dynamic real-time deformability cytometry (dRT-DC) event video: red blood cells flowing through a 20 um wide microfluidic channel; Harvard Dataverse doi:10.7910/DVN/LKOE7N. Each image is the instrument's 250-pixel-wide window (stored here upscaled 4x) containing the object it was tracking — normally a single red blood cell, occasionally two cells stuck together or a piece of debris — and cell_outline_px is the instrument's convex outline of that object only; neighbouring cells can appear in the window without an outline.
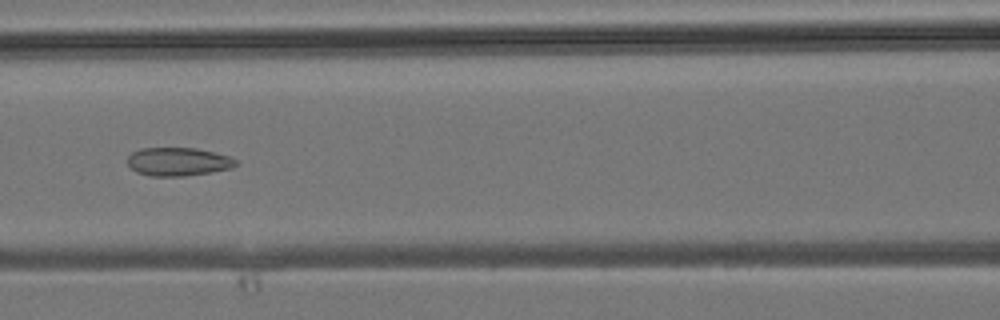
{"species": "common noctule bat (a hibernating species)", "species_latin": "Nyctalus noctula", "temperature_condition": "room temperature", "stored_images_in_passage": 36, "camera_frame_rate_fps": 3000, "um_per_image_px": 0.085, "animal": {"sex": "male", "body_mass_g": 19.2, "forearm_length_mm": 51.8}, "frame": {"image": 1, "passage_image": 13, "time_ms": 4.0, "image_size_px": [1000, 320], "cell_outline_px": [[240, 164], [232, 168], [212, 172], [184, 176], [152, 176], [136, 172], [128, 164], [128, 156], [132, 152], [140, 148], [196, 148], [228, 156], [236, 160]], "centroid_in_image_um": [15.15, 13.74], "position_along_channel_um": 151.4, "area_um2": 17.92}}
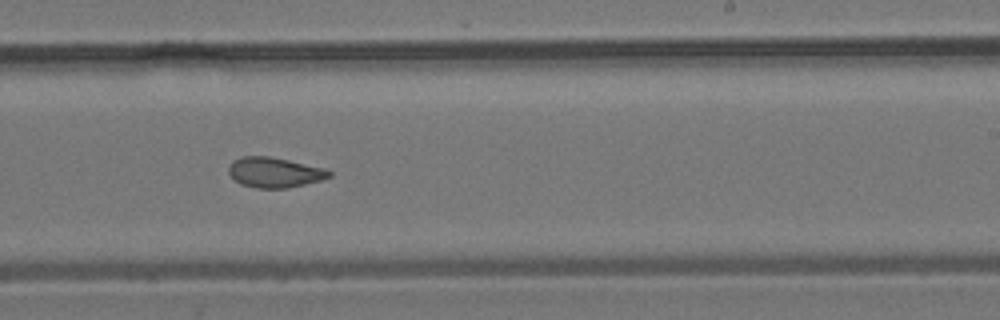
{"frame": {"image": 2, "passage_image": 20, "time_ms": 6.333, "image_size_px": [1000, 320], "cell_outline_px": [[332, 176], [320, 180], [288, 188], [256, 188], [240, 184], [228, 172], [228, 168], [232, 160], [240, 156], [268, 156], [288, 160], [324, 168], [332, 172]], "centroid_in_image_um": [23.31, 14.65], "position_along_channel_um": 265.7, "area_um2": 17.63}}
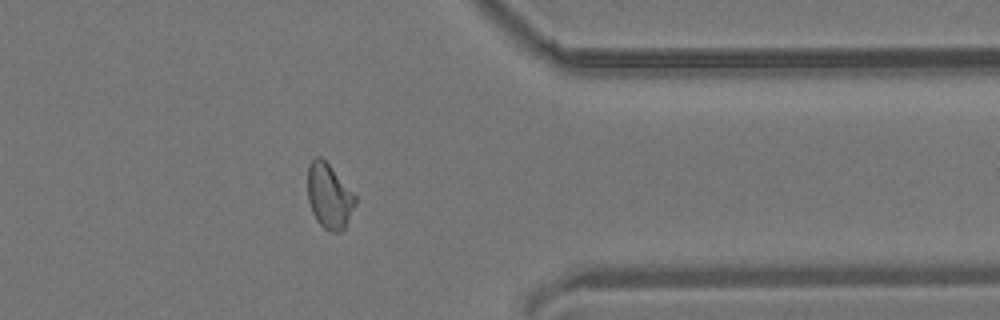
{"frame": {"image": 3, "passage_image": 28, "time_ms": 9.0, "image_size_px": [1000, 320], "cell_outline_px": [[356, 204], [344, 228], [340, 232], [332, 232], [324, 228], [316, 220], [312, 212], [308, 200], [308, 164], [316, 156], [320, 156], [328, 164], [356, 196]], "centroid_in_image_um": [27.97, 16.68], "position_along_channel_um": 383.4, "area_um2": 17.8}}